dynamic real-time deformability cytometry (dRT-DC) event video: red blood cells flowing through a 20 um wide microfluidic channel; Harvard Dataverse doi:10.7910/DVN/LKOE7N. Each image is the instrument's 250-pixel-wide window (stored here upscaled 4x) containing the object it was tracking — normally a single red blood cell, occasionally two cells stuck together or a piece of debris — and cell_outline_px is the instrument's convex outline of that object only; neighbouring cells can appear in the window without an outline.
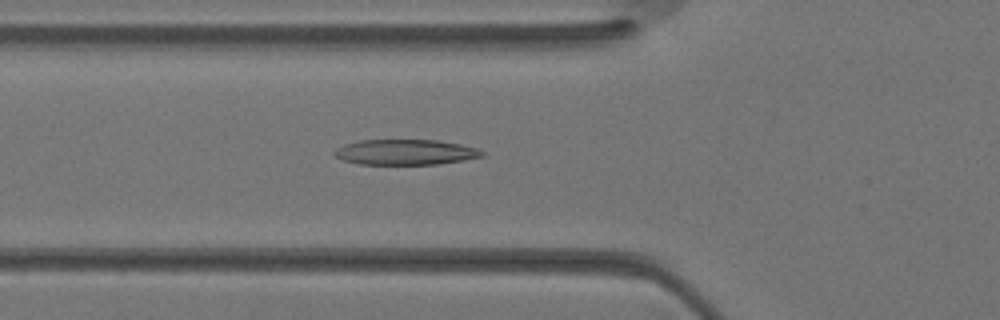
{"species": "Egyptian fruit bat (a non-hibernating species)", "species_latin": "Rousettus aegyptiacus", "temperature_condition": "warm", "stored_images_in_passage": 34, "camera_frame_rate_fps": 3000, "um_per_image_px": 0.085, "animal": {"sex": "female"}, "frame": {"image": 1, "passage_image": 12, "time_ms": 3.667, "image_size_px": [1000, 320], "cell_outline_px": [[484, 156], [464, 160], [436, 164], [360, 164], [344, 160], [336, 156], [332, 152], [336, 148], [344, 144], [360, 140], [436, 140], [460, 144], [476, 148], [484, 152]], "centroid_in_image_um": [34.45, 12.93], "position_along_channel_um": 91.4, "area_um2": 21.73}}
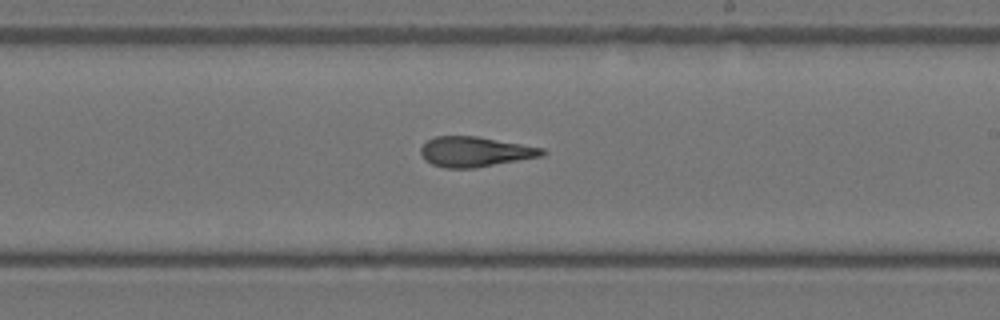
{"frame": {"image": 2, "passage_image": 20, "time_ms": 6.333, "image_size_px": [1000, 320], "cell_outline_px": [[548, 152], [544, 156], [476, 168], [444, 168], [432, 164], [424, 160], [420, 152], [420, 148], [428, 140], [436, 136], [476, 136], [544, 148]], "centroid_in_image_um": [40.4, 12.91], "position_along_channel_um": 248.6, "area_um2": 21.44}}
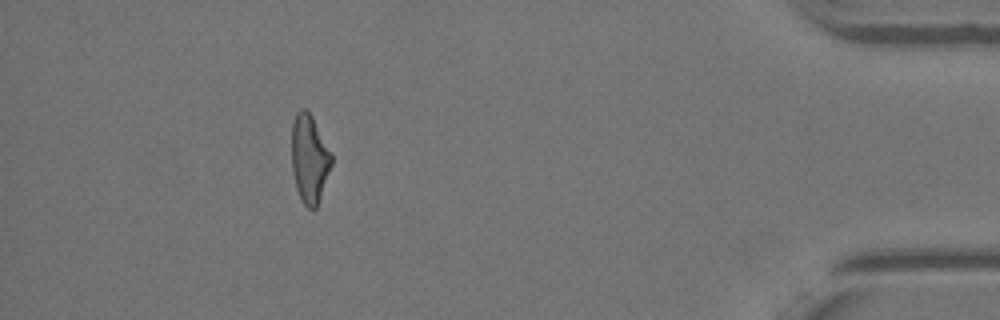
{"frame": {"image": 3, "passage_image": 31, "time_ms": 10.0, "image_size_px": [1000, 320], "cell_outline_px": [[332, 164], [316, 208], [312, 212], [300, 200], [296, 188], [292, 172], [292, 124], [296, 112], [300, 108], [304, 108], [312, 116], [332, 152]], "centroid_in_image_um": [26.3, 13.5], "position_along_channel_um": 408.9, "area_um2": 20.69}}